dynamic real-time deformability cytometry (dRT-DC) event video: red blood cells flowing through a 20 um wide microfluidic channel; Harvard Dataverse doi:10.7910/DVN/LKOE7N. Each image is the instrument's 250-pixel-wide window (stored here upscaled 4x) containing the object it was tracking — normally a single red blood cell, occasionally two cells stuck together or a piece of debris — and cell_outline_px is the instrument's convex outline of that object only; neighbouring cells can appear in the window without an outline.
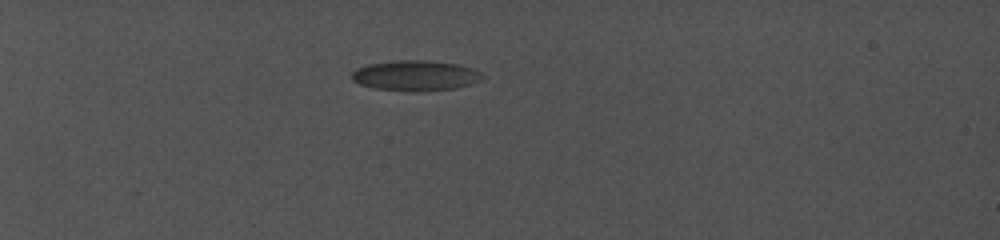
{"species": "common noctule bat (a hibernating species)", "species_latin": "Nyctalus noctula", "temperature_condition": "cold", "stored_images_in_passage": 39, "camera_frame_rate_fps": 5000, "um_per_image_px": 0.085, "animal": {"sex": "female", "body_mass_g": 19.0, "forearm_length_mm": 56.7}, "frame": {"image": 1, "passage_image": 12, "time_ms": 7.4, "image_size_px": [1000, 240], "cell_outline_px": [[488, 76], [484, 80], [472, 84], [456, 88], [372, 88], [360, 84], [352, 80], [352, 72], [356, 68], [368, 64], [396, 60], [420, 60], [460, 64], [484, 72]], "centroid_in_image_um": [35.4, 6.37], "position_along_channel_um": 49.6, "area_um2": 22.37}}
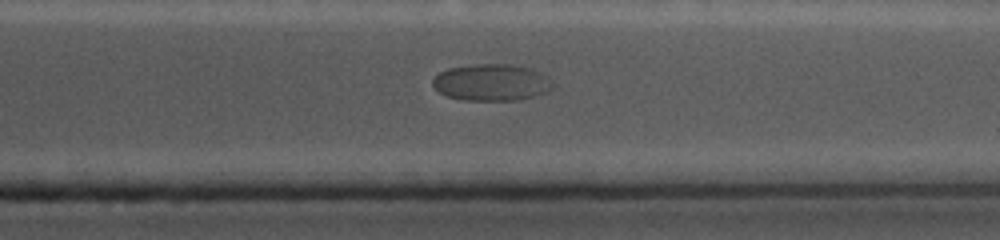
{"frame": {"image": 2, "passage_image": 35, "time_ms": 18.2, "image_size_px": [1000, 240], "cell_outline_px": [[556, 84], [548, 92], [536, 96], [520, 100], [460, 100], [448, 96], [440, 92], [432, 84], [432, 80], [440, 72], [448, 68], [476, 64], [512, 64], [532, 68], [548, 76]], "centroid_in_image_um": [41.85, 7.0], "position_along_channel_um": 369.6, "area_um2": 26.01}}
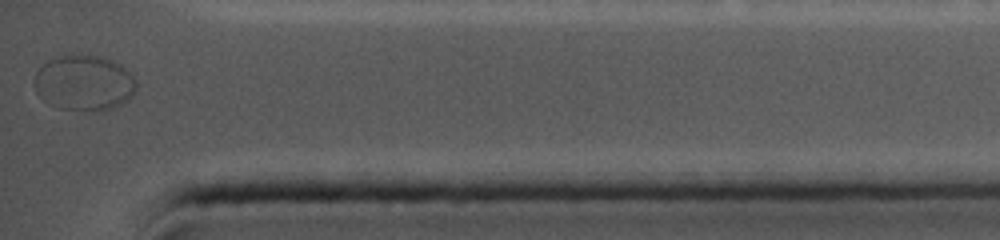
{"frame": {"image": 3, "passage_image": 39, "time_ms": 19.8, "image_size_px": [1000, 240], "cell_outline_px": [[136, 88], [132, 96], [128, 100], [112, 108], [60, 108], [48, 104], [36, 92], [36, 72], [48, 60], [64, 52], [104, 56], [120, 64], [136, 80]], "centroid_in_image_um": [7.14, 6.96], "position_along_channel_um": 428.1, "area_um2": 32.71}}